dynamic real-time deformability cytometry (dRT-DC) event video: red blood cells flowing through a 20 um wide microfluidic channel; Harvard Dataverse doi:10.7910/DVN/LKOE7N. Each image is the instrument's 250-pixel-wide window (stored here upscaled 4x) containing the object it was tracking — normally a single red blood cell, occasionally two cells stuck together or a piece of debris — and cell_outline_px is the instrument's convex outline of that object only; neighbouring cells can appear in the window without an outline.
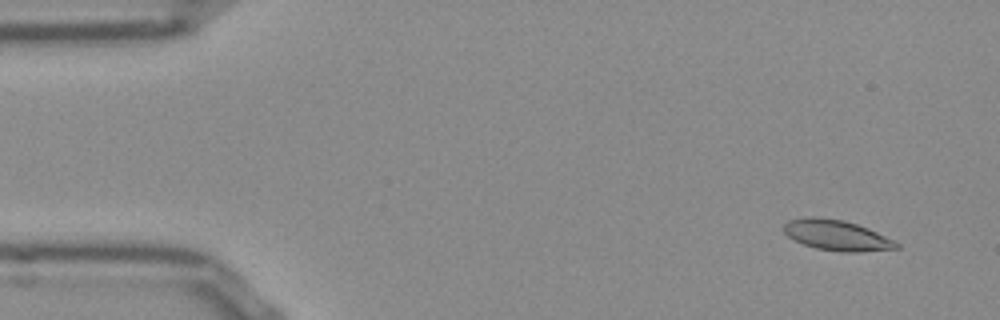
{"species": "Egyptian fruit bat (a non-hibernating species)", "species_latin": "Rousettus aegyptiacus", "temperature_condition": "room temperature", "stored_images_in_passage": 16, "camera_frame_rate_fps": 3000, "um_per_image_px": 0.085, "frame": {"image": 1, "passage_image": 4, "time_ms": 1.0, "image_size_px": [1000, 320], "cell_outline_px": [[900, 248], [860, 252], [840, 252], [816, 248], [804, 244], [788, 236], [784, 232], [784, 224], [788, 220], [844, 220], [868, 228], [900, 244]], "centroid_in_image_um": [71.2, 20.06], "position_along_channel_um": 13.8, "area_um2": 19.02}}
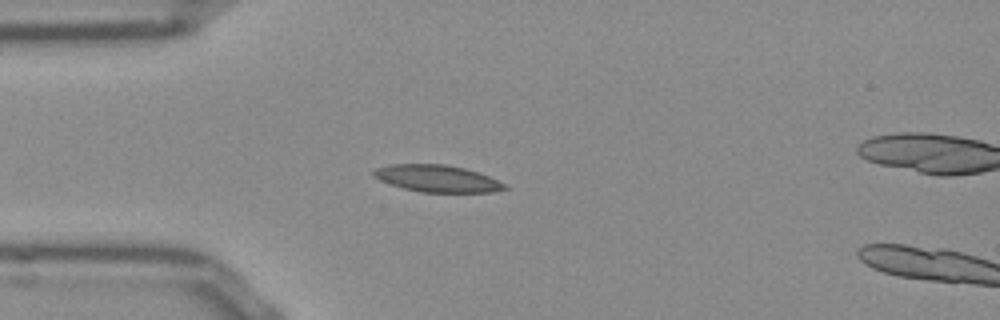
{"frame": {"image": 2, "passage_image": 14, "time_ms": 4.333, "image_size_px": [1000, 320], "cell_outline_px": [[508, 188], [492, 192], [420, 192], [404, 188], [380, 180], [372, 176], [372, 172], [376, 168], [388, 164], [444, 164], [464, 168], [480, 172], [504, 184]], "centroid_in_image_um": [37.13, 15.16], "position_along_channel_um": 47.9, "area_um2": 20.46}}